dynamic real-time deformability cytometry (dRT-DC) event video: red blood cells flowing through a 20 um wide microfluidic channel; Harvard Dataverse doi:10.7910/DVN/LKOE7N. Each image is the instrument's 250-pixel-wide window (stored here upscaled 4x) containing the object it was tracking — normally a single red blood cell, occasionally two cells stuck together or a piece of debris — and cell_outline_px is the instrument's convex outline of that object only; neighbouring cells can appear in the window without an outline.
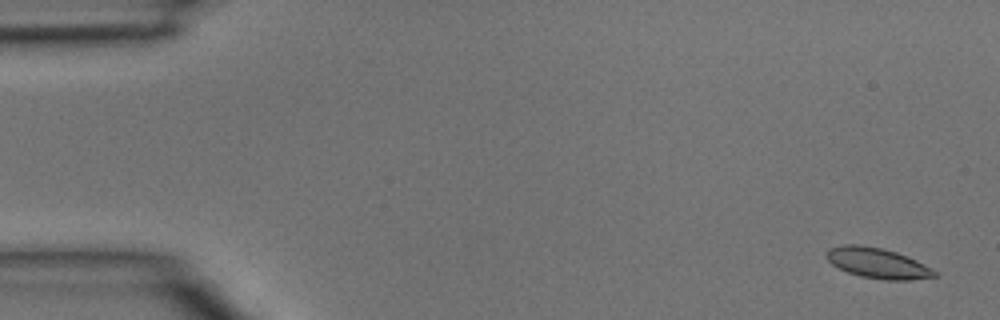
{"species": "common noctule bat (a hibernating species)", "species_latin": "Nyctalus noctula", "temperature_condition": "room temperature", "stored_images_in_passage": 4, "camera_frame_rate_fps": 3000, "um_per_image_px": 0.085, "animal": {"sex": "male", "body_mass_g": 15.6}, "frame": {"image": 1, "passage_image": 1, "time_ms": 0.0, "image_size_px": [1000, 320], "cell_outline_px": [[940, 276], [912, 280], [884, 280], [860, 276], [848, 272], [832, 264], [824, 256], [824, 252], [828, 248], [844, 244], [860, 244], [884, 248], [908, 256], [940, 272]], "centroid_in_image_um": [74.62, 22.36], "position_along_channel_um": 10.4, "area_um2": 19.59}}